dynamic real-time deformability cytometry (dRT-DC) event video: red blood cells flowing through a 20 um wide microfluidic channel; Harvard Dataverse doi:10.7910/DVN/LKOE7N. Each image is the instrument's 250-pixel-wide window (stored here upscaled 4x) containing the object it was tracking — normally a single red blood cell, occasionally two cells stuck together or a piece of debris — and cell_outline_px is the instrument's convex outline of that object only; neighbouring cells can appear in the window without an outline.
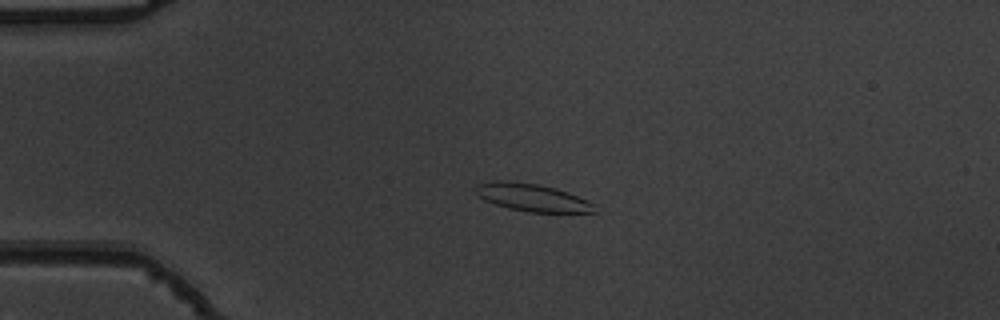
{"species": "common noctule bat (a hibernating species)", "species_latin": "Nyctalus noctula", "temperature_condition": "warm", "stored_images_in_passage": 42, "camera_frame_rate_fps": 3000, "um_per_image_px": 0.085, "animal": {"sex": "male", "body_mass_g": 19.5, "forearm_length_mm": 54.6}, "frame": {"image": 1, "passage_image": 1, "time_ms": 0.0, "image_size_px": [1000, 320], "cell_outline_px": [[600, 212], [528, 212], [508, 208], [484, 200], [476, 192], [476, 184], [488, 180], [500, 180], [536, 184], [556, 188], [568, 192], [588, 200], [596, 204]], "centroid_in_image_um": [45.28, 16.79], "position_along_channel_um": 39.7, "area_um2": 19.25}}
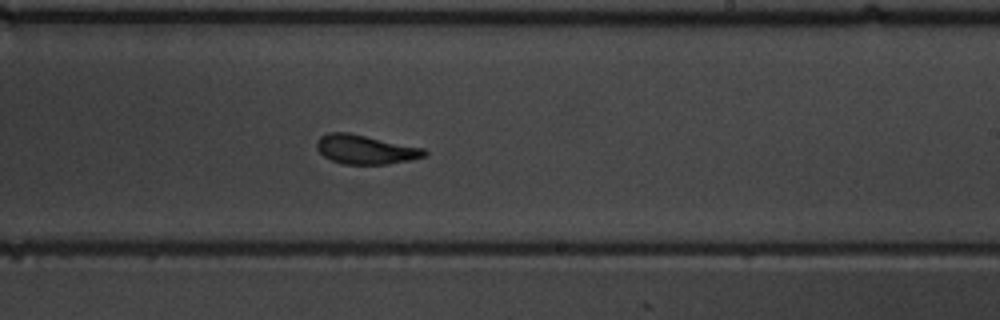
{"frame": {"image": 2, "passage_image": 21, "time_ms": 6.667, "image_size_px": [1000, 320], "cell_outline_px": [[428, 156], [412, 160], [388, 164], [340, 164], [324, 156], [316, 148], [316, 140], [320, 136], [328, 132], [348, 132], [424, 148], [428, 152]], "centroid_in_image_um": [31.07, 12.71], "position_along_channel_um": 257.9, "area_um2": 18.5}}
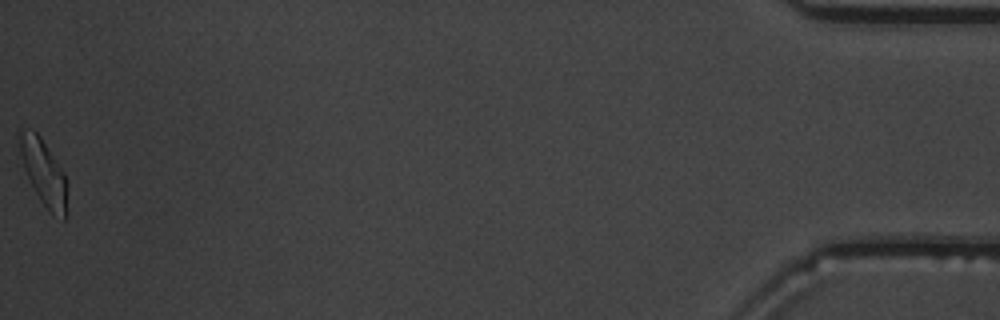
{"frame": {"image": 3, "passage_image": 42, "time_ms": 13.667, "image_size_px": [1000, 320], "cell_outline_px": [[68, 212], [64, 220], [52, 216], [48, 212], [16, 164], [20, 128], [32, 128], [40, 136], [64, 172], [68, 180]], "centroid_in_image_um": [3.65, 14.7], "position_along_channel_um": 431.5, "area_um2": 20.06}, "authors_computed_cell_mechanics": {"area_um2": 18.5538, "velocity_mm_per_s": 3.8113, "shape_relaxation_time_tau1_ms": 3.7619, "shape_relaxation_time_tau2_ms": 1.9882, "deformation_change_tau1": 0.1692, "deformation_change_tau2": 0.0739}}